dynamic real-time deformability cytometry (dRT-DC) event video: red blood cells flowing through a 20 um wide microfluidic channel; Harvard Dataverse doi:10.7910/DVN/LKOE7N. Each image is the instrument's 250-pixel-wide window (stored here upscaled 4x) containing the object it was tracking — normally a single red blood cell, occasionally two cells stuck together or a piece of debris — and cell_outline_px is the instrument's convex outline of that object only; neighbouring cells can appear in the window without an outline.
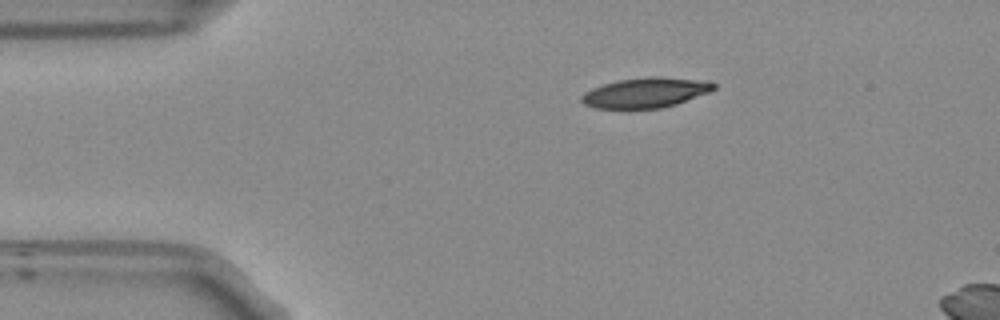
{"species": "Egyptian fruit bat (a non-hibernating species)", "species_latin": "Rousettus aegyptiacus", "temperature_condition": "room temperature", "stored_images_in_passage": 45, "camera_frame_rate_fps": 3000, "um_per_image_px": 0.085, "frame": {"image": 1, "passage_image": 1, "time_ms": 0.0, "image_size_px": [1000, 320], "cell_outline_px": [[716, 88], [708, 92], [676, 104], [660, 108], [628, 112], [596, 108], [584, 104], [580, 100], [580, 96], [584, 92], [592, 88], [604, 84], [620, 80], [648, 76], [660, 76], [708, 80], [716, 84]], "centroid_in_image_um": [54.83, 7.91], "position_along_channel_um": 30.2, "area_um2": 24.1}}
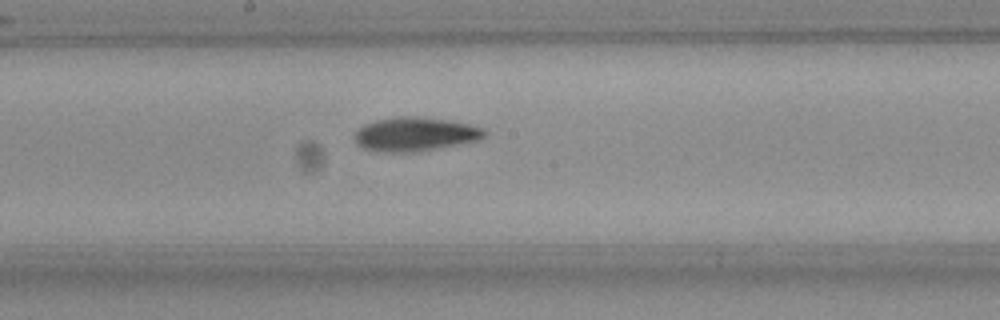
{"frame": {"image": 2, "passage_image": 19, "time_ms": 6.0, "image_size_px": [1000, 320], "cell_outline_px": [[488, 132], [484, 136], [476, 140], [412, 152], [392, 152], [364, 148], [356, 144], [356, 132], [364, 124], [376, 120], [396, 116], [420, 116], [448, 120], [468, 124], [484, 128]], "centroid_in_image_um": [35.28, 11.37], "position_along_channel_um": 212.9, "area_um2": 25.14}}
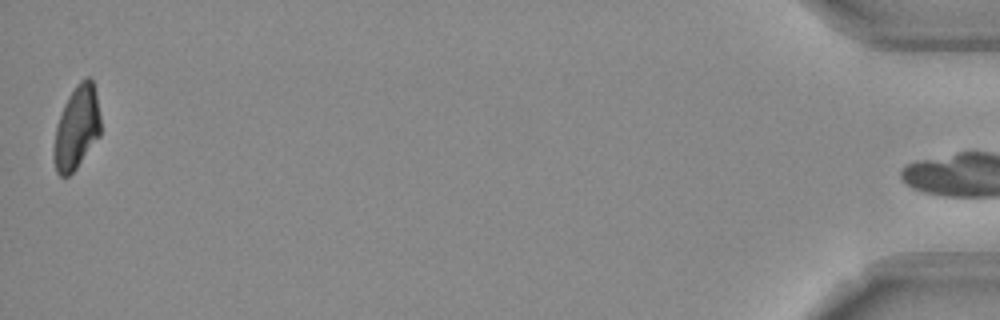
{"frame": {"image": 3, "passage_image": 44, "time_ms": 14.333, "image_size_px": [1000, 320], "cell_outline_px": [[100, 136], [76, 168], [68, 176], [60, 176], [56, 172], [52, 156], [52, 148], [56, 124], [64, 104], [68, 96], [76, 84], [84, 76], [88, 76], [92, 80], [96, 92], [100, 116]], "centroid_in_image_um": [6.49, 10.85], "position_along_channel_um": 428.7, "area_um2": 23.06}, "authors_computed_cell_mechanics": {"area_um2": 24.0448, "velocity_mm_per_s": 3.7803, "shape_relaxation_time_tau1_ms": 5.8609, "shape_relaxation_time_tau2_ms": 5.3877, "deformation_change_tau1": 0.1864, "deformation_change_tau2": 0.1103}}